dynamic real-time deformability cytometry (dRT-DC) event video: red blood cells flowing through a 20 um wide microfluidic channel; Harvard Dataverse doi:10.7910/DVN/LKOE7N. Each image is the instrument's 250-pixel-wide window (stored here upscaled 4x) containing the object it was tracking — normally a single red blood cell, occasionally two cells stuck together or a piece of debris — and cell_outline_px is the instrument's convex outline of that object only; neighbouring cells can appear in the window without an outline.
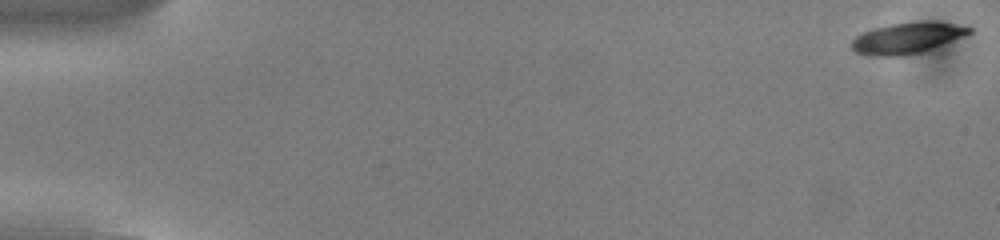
{"species": "common noctule bat (a hibernating species)", "species_latin": "Nyctalus noctula", "temperature_condition": "cold", "stored_images_in_passage": 54, "camera_frame_rate_fps": 3000, "um_per_image_px": 0.085, "animal": {"sex": "male", "body_mass_g": 13.0, "forearm_length_mm": 53.1}, "frame": {"image": 1, "passage_image": 1, "time_ms": 0.0, "image_size_px": [1000, 240], "cell_outline_px": [[972, 32], [964, 36], [932, 48], [920, 52], [900, 56], [868, 56], [856, 52], [852, 48], [852, 40], [856, 36], [872, 28], [892, 24], [920, 20], [932, 20], [972, 28]], "centroid_in_image_um": [77.08, 3.22], "position_along_channel_um": 7.9, "area_um2": 21.21}}
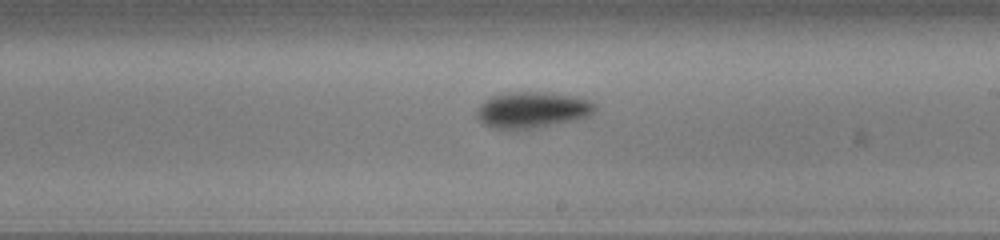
{"frame": {"image": 2, "passage_image": 32, "time_ms": 10.333, "image_size_px": [1000, 240], "cell_outline_px": [[596, 108], [588, 116], [576, 120], [516, 132], [492, 128], [484, 124], [476, 116], [476, 108], [484, 100], [492, 96], [508, 92], [548, 92], [576, 96], [588, 100], [596, 104]], "centroid_in_image_um": [45.2, 9.37], "position_along_channel_um": 243.8, "area_um2": 25.55}}
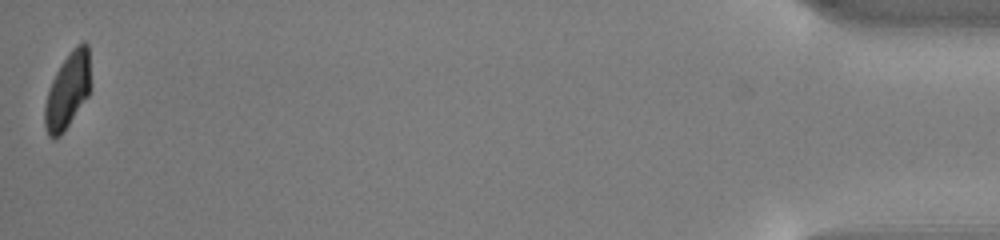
{"frame": {"image": 3, "passage_image": 54, "time_ms": 17.667, "image_size_px": [1000, 240], "cell_outline_px": [[92, 84], [88, 96], [64, 132], [60, 136], [52, 140], [48, 136], [44, 124], [44, 104], [52, 80], [60, 64], [72, 48], [76, 44], [84, 40], [88, 44]], "centroid_in_image_um": [5.77, 7.68], "position_along_channel_um": 429.4, "area_um2": 20.81}, "authors_computed_cell_mechanics": {"area_um2": 22.253, "velocity_mm_per_s": 3.8013, "shape_relaxation_time_tau1_ms": 2.6654, "shape_relaxation_time_tau2_ms": null, "deformation_change_tau1": 0.1351, "deformation_change_tau2": null}}